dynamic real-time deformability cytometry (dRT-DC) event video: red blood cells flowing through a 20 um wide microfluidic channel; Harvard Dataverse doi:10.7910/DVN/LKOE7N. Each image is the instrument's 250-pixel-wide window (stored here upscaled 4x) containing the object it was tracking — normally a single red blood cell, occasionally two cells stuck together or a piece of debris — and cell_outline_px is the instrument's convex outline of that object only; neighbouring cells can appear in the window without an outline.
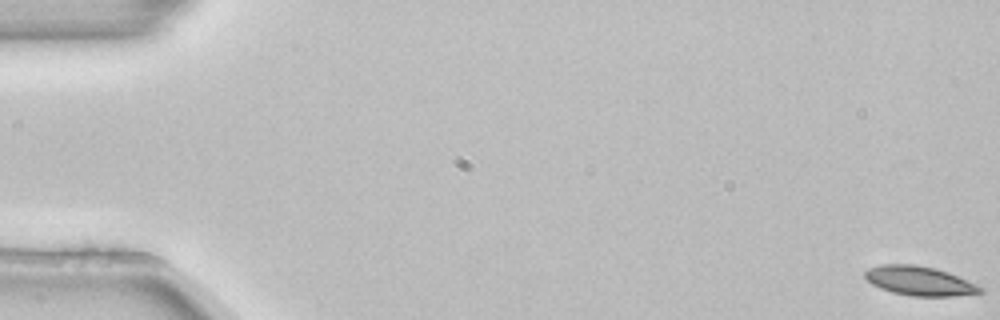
{"species": "common noctule bat (a hibernating species)", "species_latin": "Nyctalus noctula", "temperature_condition": "room temperature", "stored_images_in_passage": 6, "camera_frame_rate_fps": 3000, "um_per_image_px": 0.085, "animal": {"sex": "female", "body_mass_g": 22.7, "forearm_length_mm": 54.2}, "frame": {"image": 1, "passage_image": 1, "time_ms": 0.0, "image_size_px": [1000, 320], "cell_outline_px": [[984, 292], [952, 296], [912, 296], [892, 292], [880, 288], [872, 284], [864, 276], [864, 272], [868, 268], [880, 264], [912, 264], [936, 268], [948, 272], [984, 288]], "centroid_in_image_um": [78.13, 23.87], "position_along_channel_um": 6.9, "area_um2": 19.59}}
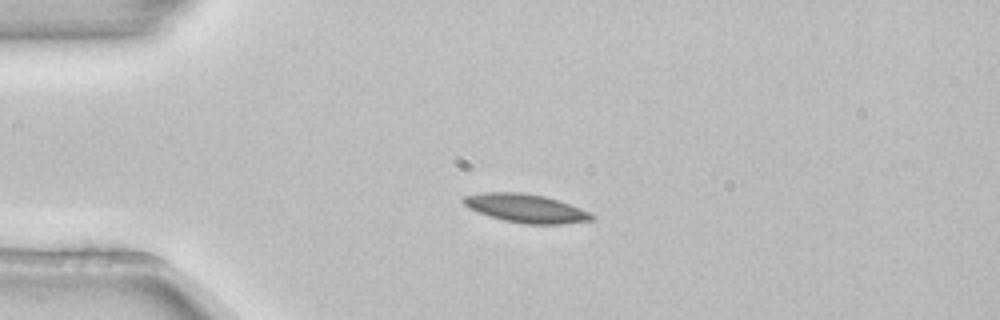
{"frame": {"image": 2, "passage_image": 4, "time_ms": 1.0, "image_size_px": [1000, 320], "cell_outline_px": [[596, 216], [592, 220], [560, 224], [524, 224], [504, 220], [488, 216], [468, 208], [460, 200], [464, 196], [484, 192], [520, 192], [544, 196], [560, 200], [580, 208]], "centroid_in_image_um": [44.67, 17.7], "position_along_channel_um": 40.3, "area_um2": 21.39}}